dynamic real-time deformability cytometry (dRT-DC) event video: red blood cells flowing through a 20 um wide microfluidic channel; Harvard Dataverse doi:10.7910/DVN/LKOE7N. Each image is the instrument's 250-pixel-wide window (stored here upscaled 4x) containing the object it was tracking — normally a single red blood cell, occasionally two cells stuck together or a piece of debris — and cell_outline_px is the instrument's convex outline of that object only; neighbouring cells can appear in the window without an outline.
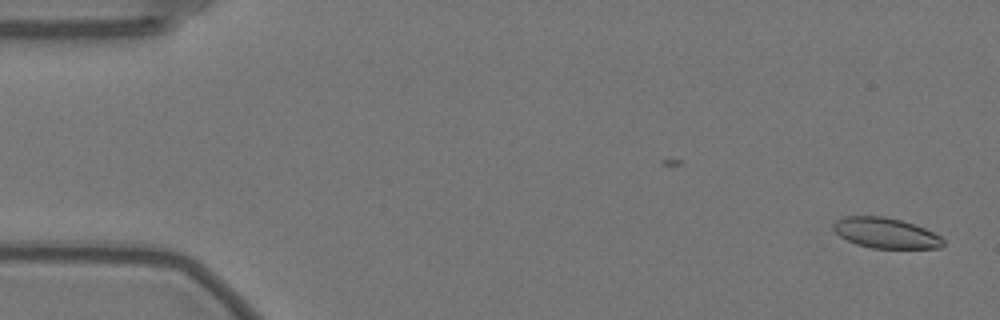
{"species": "Egyptian fruit bat (a non-hibernating species)", "species_latin": "Rousettus aegyptiacus", "temperature_condition": "warm", "stored_images_in_passage": 51, "camera_frame_rate_fps": 3000, "um_per_image_px": 0.085, "animal": {"sex": "female"}, "frame": {"image": 1, "passage_image": 1, "time_ms": 0.0, "image_size_px": [1000, 320], "cell_outline_px": [[944, 244], [940, 248], [872, 248], [856, 244], [840, 236], [832, 228], [832, 224], [836, 220], [844, 216], [884, 216], [900, 220], [924, 228], [940, 236], [944, 240]], "centroid_in_image_um": [75.26, 19.8], "position_along_channel_um": 9.7, "area_um2": 19.36}}
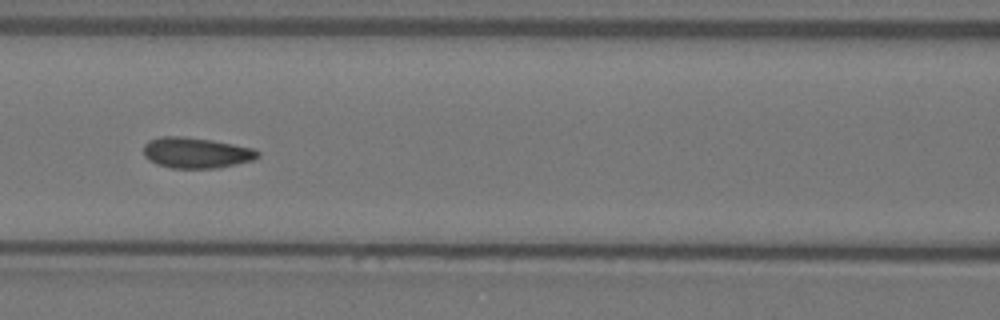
{"frame": {"image": 2, "passage_image": 24, "time_ms": 7.667, "image_size_px": [1000, 320], "cell_outline_px": [[260, 156], [252, 160], [236, 164], [216, 168], [172, 168], [156, 164], [148, 160], [144, 156], [144, 144], [148, 140], [160, 136], [184, 136], [212, 140], [252, 148], [260, 152]], "centroid_in_image_um": [16.64, 12.98], "position_along_channel_um": 150.0, "area_um2": 20.52}}
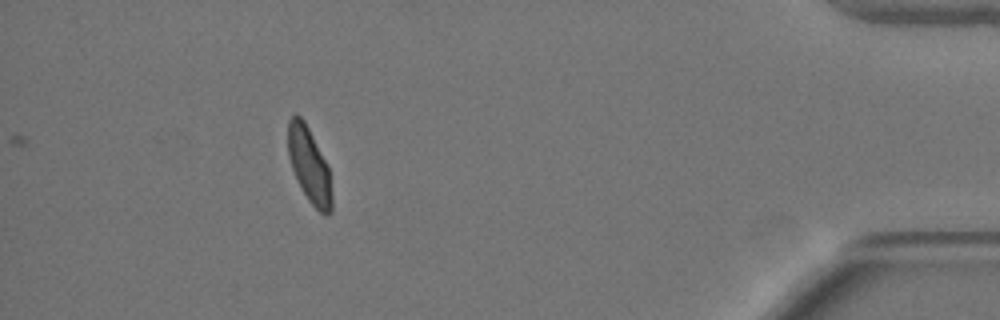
{"frame": {"image": 3, "passage_image": 51, "time_ms": 16.667, "image_size_px": [1000, 320], "cell_outline_px": [[332, 212], [328, 216], [324, 216], [308, 200], [292, 168], [288, 156], [288, 120], [296, 112], [304, 120], [328, 168], [332, 196]], "centroid_in_image_um": [26.28, 14.06], "position_along_channel_um": 408.9, "area_um2": 18.79}, "authors_computed_cell_mechanics": {"area_um2": 20.0566, "velocity_mm_per_s": 3.5174, "shape_relaxation_time_tau1_ms": 5.1284, "shape_relaxation_time_tau2_ms": 1.0248, "deformation_change_tau1": 0.1357, "deformation_change_tau2": 0.0576}}